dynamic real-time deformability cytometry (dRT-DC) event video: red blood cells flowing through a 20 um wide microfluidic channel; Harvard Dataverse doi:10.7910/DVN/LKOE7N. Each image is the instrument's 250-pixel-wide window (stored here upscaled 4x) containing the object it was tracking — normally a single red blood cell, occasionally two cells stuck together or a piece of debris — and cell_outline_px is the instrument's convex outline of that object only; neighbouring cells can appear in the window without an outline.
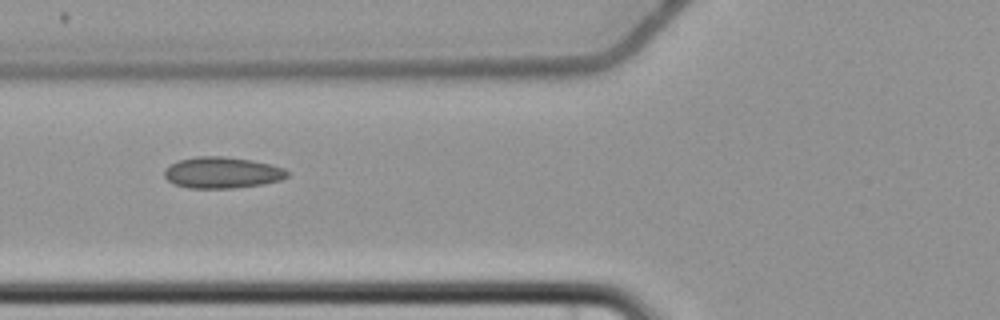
{"species": "common noctule bat (a hibernating species)", "species_latin": "Nyctalus noctula", "temperature_condition": "cold", "stored_images_in_passage": 9, "camera_frame_rate_fps": 3000, "um_per_image_px": 0.085, "animal": {"sex": "female", "body_mass_g": 22.7, "forearm_length_mm": 54.2}, "frame": {"image": 1, "passage_image": 6, "time_ms": 7.0, "image_size_px": [1000, 320], "cell_outline_px": [[288, 176], [280, 180], [264, 184], [232, 188], [188, 188], [172, 184], [164, 176], [164, 168], [180, 160], [196, 156], [224, 156], [252, 160], [272, 164], [284, 168], [288, 172]], "centroid_in_image_um": [18.88, 14.67], "position_along_channel_um": 106.9, "area_um2": 22.54}}
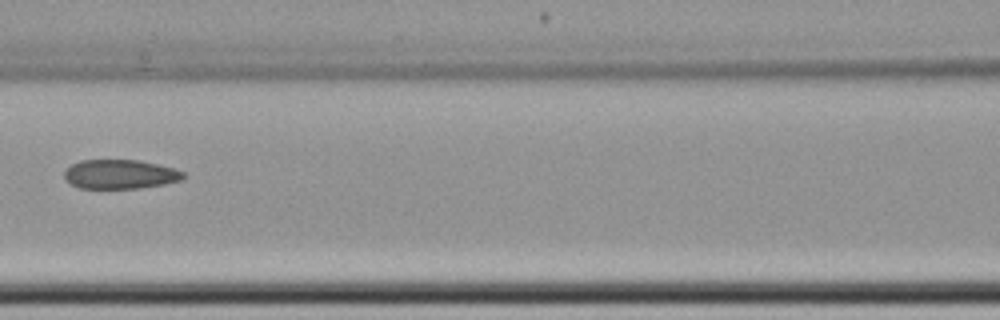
{"frame": {"image": 2, "passage_image": 7, "time_ms": 8.333, "image_size_px": [1000, 320], "cell_outline_px": [[188, 176], [184, 180], [164, 184], [140, 188], [80, 188], [68, 184], [64, 180], [64, 172], [72, 164], [80, 160], [140, 160], [176, 168], [184, 172]], "centroid_in_image_um": [10.25, 14.81], "position_along_channel_um": 156.4, "area_um2": 20.63}}
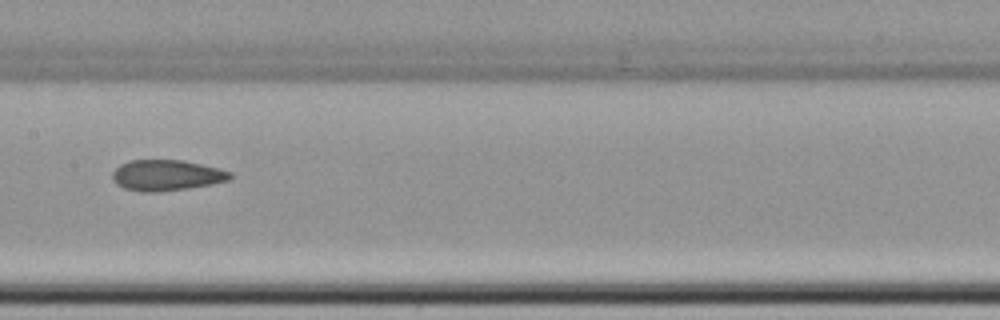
{"frame": {"image": 3, "passage_image": 8, "time_ms": 9.333, "image_size_px": [1000, 320], "cell_outline_px": [[232, 176], [228, 180], [212, 184], [188, 188], [156, 192], [140, 192], [124, 188], [116, 184], [112, 180], [112, 172], [120, 164], [128, 160], [184, 160], [220, 168], [232, 172]], "centroid_in_image_um": [14.14, 14.89], "position_along_channel_um": 193.3, "area_um2": 21.33}}